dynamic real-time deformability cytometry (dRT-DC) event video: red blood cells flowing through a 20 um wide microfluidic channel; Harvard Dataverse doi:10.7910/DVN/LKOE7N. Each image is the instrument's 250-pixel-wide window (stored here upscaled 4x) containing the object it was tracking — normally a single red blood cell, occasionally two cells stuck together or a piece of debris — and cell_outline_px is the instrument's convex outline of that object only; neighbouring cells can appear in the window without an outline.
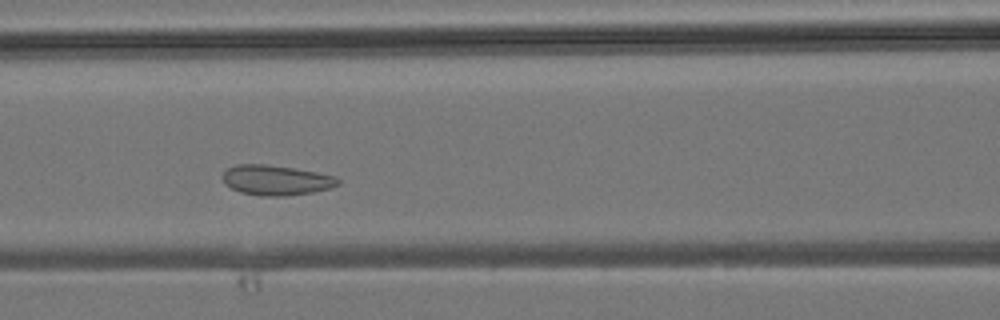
{"species": "common noctule bat (a hibernating species)", "species_latin": "Nyctalus noctula", "temperature_condition": "room temperature", "stored_images_in_passage": 29, "camera_frame_rate_fps": 3000, "um_per_image_px": 0.085, "animal": {"sex": "male", "body_mass_g": 19.2, "forearm_length_mm": 51.8}, "frame": {"image": 1, "passage_image": 12, "time_ms": 3.667, "image_size_px": [1000, 320], "cell_outline_px": [[340, 184], [332, 188], [312, 192], [284, 196], [260, 196], [240, 192], [224, 184], [224, 172], [228, 168], [236, 164], [264, 164], [292, 168], [316, 172], [336, 176], [340, 180]], "centroid_in_image_um": [23.49, 15.32], "position_along_channel_um": 143.1, "area_um2": 20.17}}
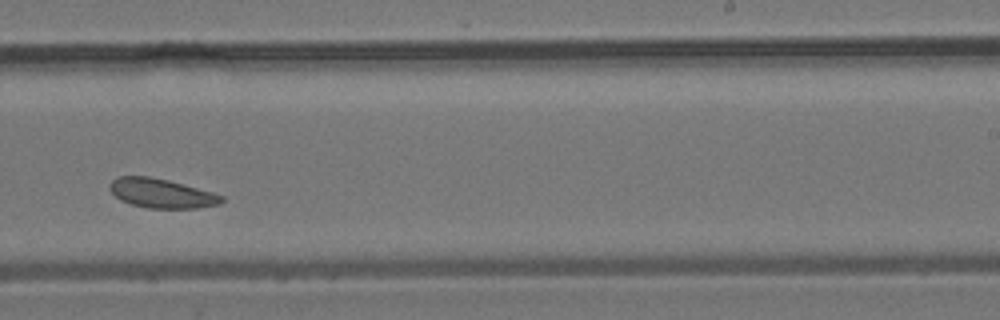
{"frame": {"image": 2, "passage_image": 21, "time_ms": 6.667, "image_size_px": [1000, 320], "cell_outline_px": [[224, 200], [220, 204], [196, 208], [148, 208], [132, 204], [120, 200], [108, 188], [108, 184], [116, 176], [148, 176], [168, 180], [212, 192], [224, 196]], "centroid_in_image_um": [13.7, 16.42], "position_along_channel_um": 275.3, "area_um2": 19.07}}
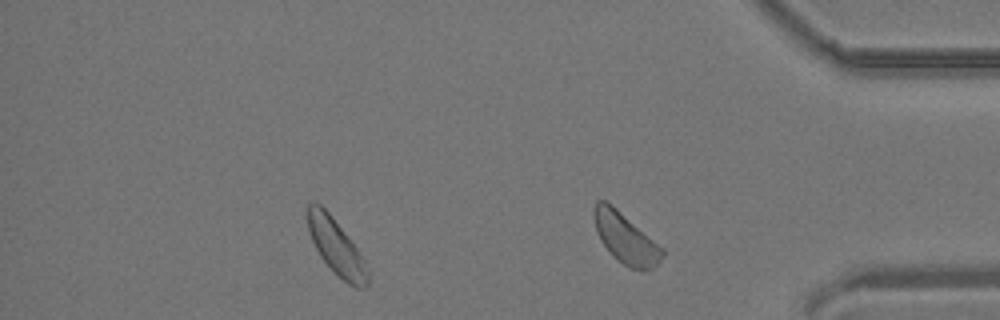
{"frame": {"image": 3, "passage_image": 29, "time_ms": 9.333, "image_size_px": [1000, 320], "cell_outline_px": [[664, 256], [652, 268], [628, 268], [612, 256], [600, 240], [596, 232], [592, 216], [592, 208], [596, 200], [604, 200], [616, 208], [664, 248]], "centroid_in_image_um": [53.12, 20.22], "position_along_channel_um": 382.1, "area_um2": 20.06}}